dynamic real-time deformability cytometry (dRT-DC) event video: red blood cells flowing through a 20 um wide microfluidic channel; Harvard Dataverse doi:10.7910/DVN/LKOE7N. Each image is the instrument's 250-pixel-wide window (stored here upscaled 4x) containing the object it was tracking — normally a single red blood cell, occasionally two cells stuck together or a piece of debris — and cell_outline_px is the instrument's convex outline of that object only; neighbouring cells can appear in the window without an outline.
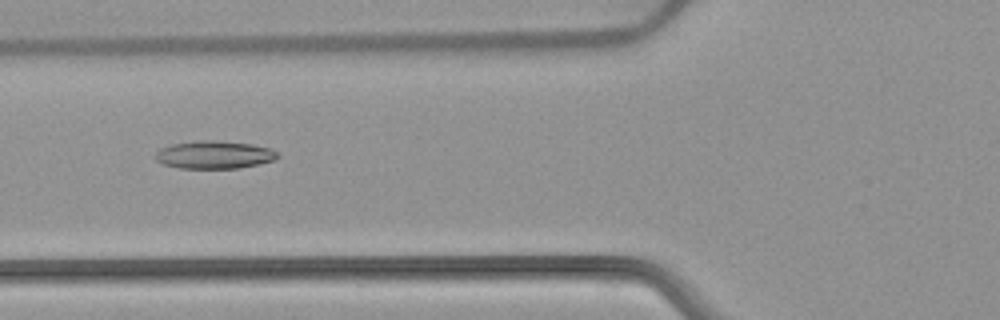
{"species": "common noctule bat (a hibernating species)", "species_latin": "Nyctalus noctula", "temperature_condition": "warm", "stored_images_in_passage": 38, "camera_frame_rate_fps": 3000, "um_per_image_px": 0.085, "animal": {"sex": "female", "body_mass_g": 22.7, "forearm_length_mm": 54.2}, "frame": {"image": 1, "passage_image": 6, "time_ms": 1.667, "image_size_px": [1000, 320], "cell_outline_px": [[280, 156], [272, 160], [240, 168], [180, 168], [164, 164], [156, 160], [156, 152], [160, 148], [172, 144], [196, 140], [212, 140], [252, 144], [272, 148]], "centroid_in_image_um": [18.2, 13.14], "position_along_channel_um": 107.6, "area_um2": 19.71}}
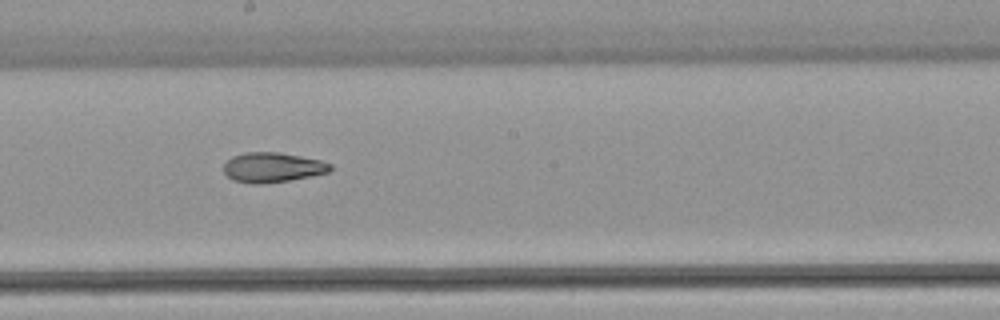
{"frame": {"image": 2, "passage_image": 15, "time_ms": 4.667, "image_size_px": [1000, 320], "cell_outline_px": [[332, 168], [328, 172], [288, 180], [260, 184], [252, 184], [232, 180], [224, 172], [224, 164], [232, 156], [244, 152], [280, 152], [320, 160], [332, 164]], "centroid_in_image_um": [23.13, 14.22], "position_along_channel_um": 225.1, "area_um2": 18.44}}
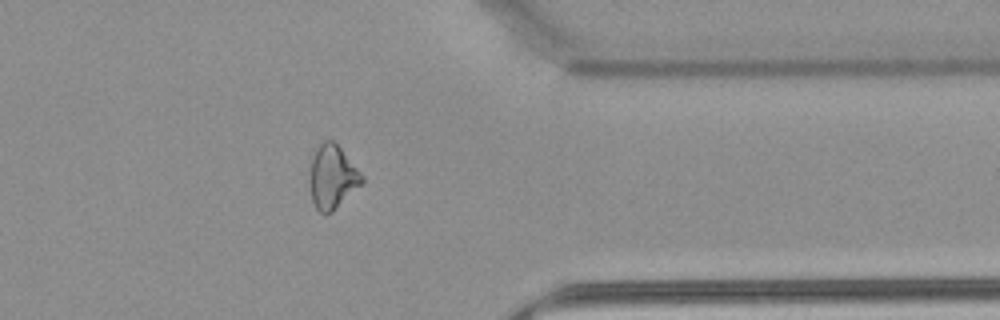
{"frame": {"image": 3, "passage_image": 28, "time_ms": 9.0, "image_size_px": [1000, 320], "cell_outline_px": [[364, 180], [332, 212], [320, 212], [316, 208], [312, 200], [308, 184], [312, 152], [324, 140], [332, 140], [340, 148], [364, 176]], "centroid_in_image_um": [28.2, 15.02], "position_along_channel_um": 383.2, "area_um2": 19.19}, "authors_computed_cell_mechanics": {"area_um2": 19.3341, "velocity_mm_per_s": 3.9069, "shape_relaxation_time_tau1_ms": null, "shape_relaxation_time_tau2_ms": 3.198, "deformation_change_tau1": null, "deformation_change_tau2": 0.105}}